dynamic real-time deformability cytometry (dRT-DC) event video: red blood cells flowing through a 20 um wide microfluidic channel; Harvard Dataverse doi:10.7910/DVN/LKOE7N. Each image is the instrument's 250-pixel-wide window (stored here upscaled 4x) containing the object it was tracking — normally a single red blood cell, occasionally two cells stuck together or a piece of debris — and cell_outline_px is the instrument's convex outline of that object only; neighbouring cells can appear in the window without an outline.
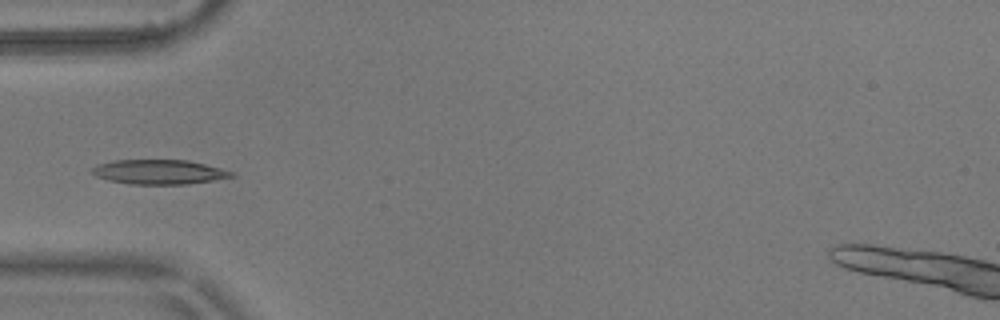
{"species": "common noctule bat (a hibernating species)", "species_latin": "Nyctalus noctula", "temperature_condition": "warm", "stored_images_in_passage": 4, "camera_frame_rate_fps": 3000, "um_per_image_px": 0.085, "animal": {"sex": "male", "body_mass_g": 17.9}, "frame": {"image": 1, "passage_image": 2, "time_ms": 0.333, "image_size_px": [1000, 320], "cell_outline_px": [[236, 176], [188, 184], [132, 184], [108, 180], [96, 176], [92, 172], [92, 168], [100, 164], [116, 160], [188, 160], [204, 164], [232, 172]], "centroid_in_image_um": [13.51, 14.62], "position_along_channel_um": 71.5, "area_um2": 19.59}}